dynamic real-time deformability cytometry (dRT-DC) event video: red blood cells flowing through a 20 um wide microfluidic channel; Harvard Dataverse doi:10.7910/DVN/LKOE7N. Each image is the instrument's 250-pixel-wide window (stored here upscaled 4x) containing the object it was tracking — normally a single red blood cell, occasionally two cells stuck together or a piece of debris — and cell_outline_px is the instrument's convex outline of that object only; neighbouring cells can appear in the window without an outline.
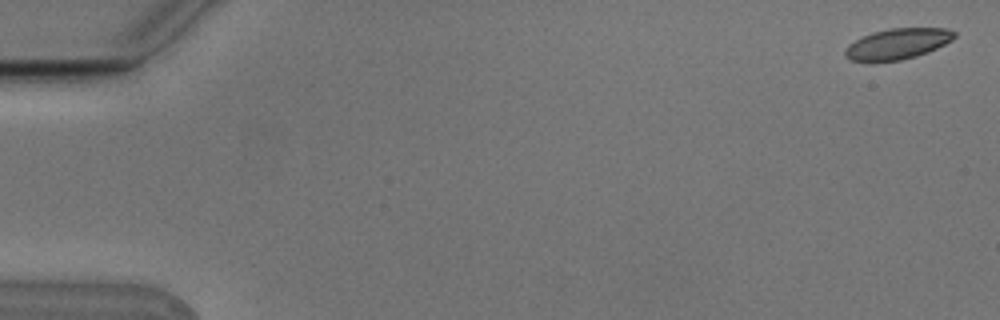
{"species": "Egyptian fruit bat (a non-hibernating species)", "species_latin": "Rousettus aegyptiacus", "temperature_condition": "cold", "stored_images_in_passage": 5, "camera_frame_rate_fps": 3000, "um_per_image_px": 0.085, "animal": {"sex": "male"}, "frame": {"image": 1, "passage_image": 1, "time_ms": 0.0, "image_size_px": [1000, 320], "cell_outline_px": [[956, 36], [952, 40], [928, 52], [916, 56], [900, 60], [852, 60], [844, 52], [848, 44], [872, 32], [892, 28], [944, 28], [956, 32]], "centroid_in_image_um": [76.34, 3.7], "position_along_channel_um": 8.7, "area_um2": 19.07}}